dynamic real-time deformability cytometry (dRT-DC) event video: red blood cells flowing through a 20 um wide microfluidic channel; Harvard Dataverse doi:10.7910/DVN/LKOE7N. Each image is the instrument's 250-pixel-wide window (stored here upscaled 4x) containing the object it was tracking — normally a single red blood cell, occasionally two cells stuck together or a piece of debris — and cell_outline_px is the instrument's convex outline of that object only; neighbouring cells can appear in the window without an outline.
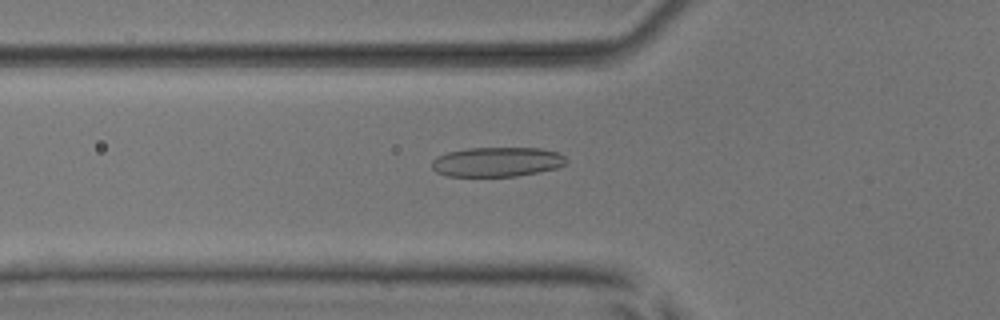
{"species": "common noctule bat (a hibernating species)", "species_latin": "Nyctalus noctula", "temperature_condition": "room temperature", "stored_images_in_passage": 48, "camera_frame_rate_fps": 3000, "um_per_image_px": 0.085, "animal": {"sex": "male", "body_mass_g": 17.9, "forearm_length_mm": 54.2}, "frame": {"image": 1, "passage_image": 14, "time_ms": 4.333, "image_size_px": [1000, 320], "cell_outline_px": [[568, 160], [564, 164], [556, 168], [516, 176], [448, 176], [436, 172], [432, 168], [432, 160], [436, 156], [448, 152], [468, 148], [540, 148], [556, 152], [564, 156]], "centroid_in_image_um": [42.21, 13.76], "position_along_channel_um": 83.6, "area_um2": 23.06}}
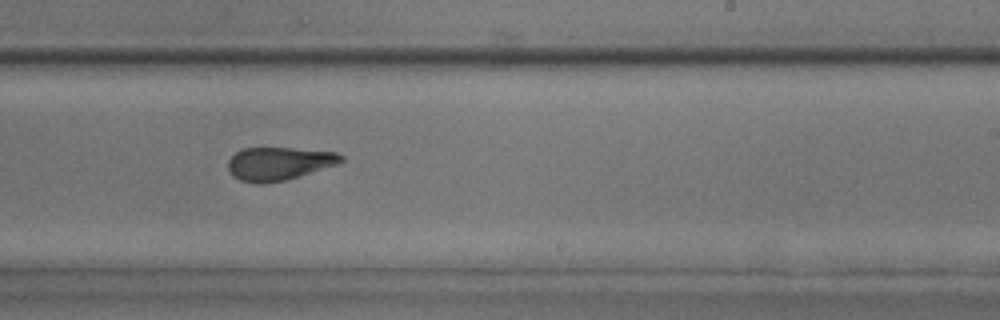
{"frame": {"image": 2, "passage_image": 28, "time_ms": 9.0, "image_size_px": [1000, 320], "cell_outline_px": [[344, 160], [336, 164], [288, 180], [264, 184], [256, 184], [240, 180], [232, 176], [228, 168], [228, 160], [236, 152], [244, 148], [292, 148], [336, 152], [344, 156]], "centroid_in_image_um": [23.68, 13.92], "position_along_channel_um": 265.3, "area_um2": 21.91}}
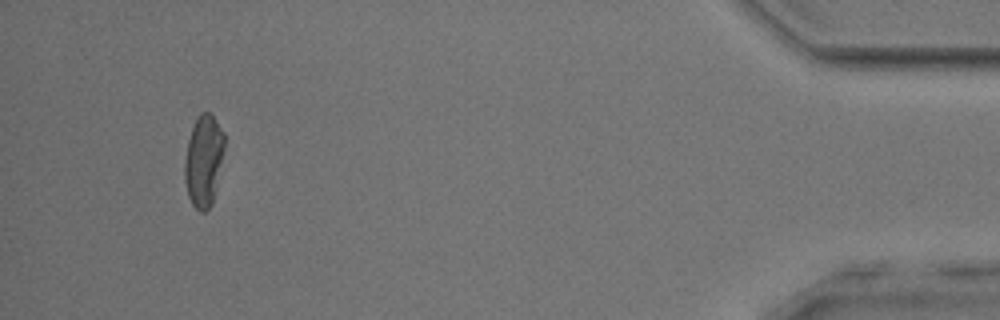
{"frame": {"image": 3, "passage_image": 45, "time_ms": 14.667, "image_size_px": [1000, 320], "cell_outline_px": [[224, 148], [212, 204], [204, 212], [200, 212], [192, 204], [188, 196], [184, 180], [184, 160], [188, 140], [196, 116], [200, 112], [208, 112], [212, 116], [224, 132]], "centroid_in_image_um": [17.28, 13.65], "position_along_channel_um": 417.9, "area_um2": 21.1}, "authors_computed_cell_mechanics": {"area_um2": 22.0796, "velocity_mm_per_s": 3.8995, "shape_relaxation_time_tau1_ms": 2.6323, "shape_relaxation_time_tau2_ms": 1.7071, "deformation_change_tau1": 0.1117, "deformation_change_tau2": 0.1086}}